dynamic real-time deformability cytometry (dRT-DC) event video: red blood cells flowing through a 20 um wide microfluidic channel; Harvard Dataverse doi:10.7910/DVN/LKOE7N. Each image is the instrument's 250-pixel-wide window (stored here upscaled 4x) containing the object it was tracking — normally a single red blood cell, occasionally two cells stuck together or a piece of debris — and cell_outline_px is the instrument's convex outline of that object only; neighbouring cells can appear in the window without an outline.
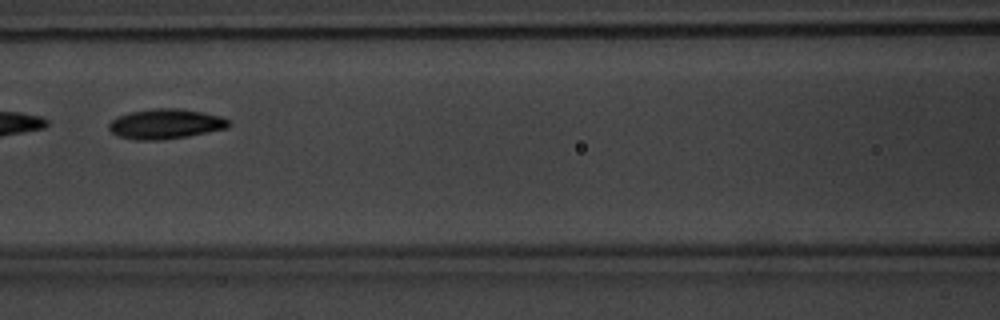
{"species": "common noctule bat (a hibernating species)", "species_latin": "Nyctalus noctula", "temperature_condition": "warm", "stored_images_in_passage": 3, "camera_frame_rate_fps": 3000, "um_per_image_px": 0.085, "animal": {"sex": "male", "body_mass_g": 20.1, "forearm_length_mm": 53.5}, "frame": {"image": 1, "passage_image": 3, "time_ms": 2.333, "image_size_px": [1000, 320], "cell_outline_px": [[232, 124], [228, 128], [188, 136], [160, 140], [136, 140], [116, 136], [108, 128], [108, 124], [116, 116], [128, 112], [156, 108], [180, 108], [220, 116], [228, 120]], "centroid_in_image_um": [14.04, 10.53], "position_along_channel_um": 152.6, "area_um2": 21.04}}